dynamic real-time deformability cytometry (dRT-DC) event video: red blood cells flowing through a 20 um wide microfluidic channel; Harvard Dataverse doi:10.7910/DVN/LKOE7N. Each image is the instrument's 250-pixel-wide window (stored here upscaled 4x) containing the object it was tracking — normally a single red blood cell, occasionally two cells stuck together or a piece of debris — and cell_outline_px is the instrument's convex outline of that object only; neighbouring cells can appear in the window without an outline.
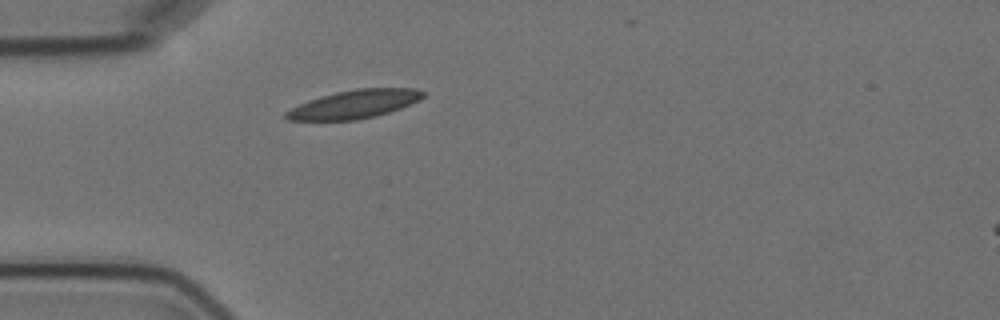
{"species": "Egyptian fruit bat (a non-hibernating species)", "species_latin": "Rousettus aegyptiacus", "temperature_condition": "cold", "stored_images_in_passage": 1, "camera_frame_rate_fps": 3000, "um_per_image_px": 0.085, "animal": {"sex": "female"}, "frame": {"image": 1, "passage_image": 1, "time_ms": 0.0, "image_size_px": [1000, 320], "cell_outline_px": [[424, 96], [420, 100], [400, 108], [376, 116], [356, 120], [288, 120], [284, 116], [284, 112], [308, 100], [320, 96], [336, 92], [356, 88], [416, 88], [424, 92]], "centroid_in_image_um": [30.12, 8.85], "position_along_channel_um": 54.9, "area_um2": 22.6}}